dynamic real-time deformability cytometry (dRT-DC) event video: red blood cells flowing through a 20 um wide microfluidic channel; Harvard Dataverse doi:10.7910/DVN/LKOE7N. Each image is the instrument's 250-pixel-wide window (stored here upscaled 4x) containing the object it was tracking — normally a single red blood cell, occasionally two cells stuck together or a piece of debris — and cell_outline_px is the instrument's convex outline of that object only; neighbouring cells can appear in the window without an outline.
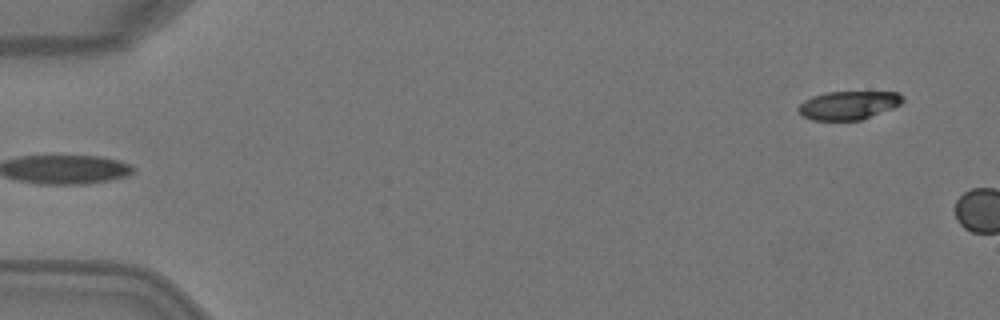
{"species": "Egyptian fruit bat (a non-hibernating species)", "species_latin": "Rousettus aegyptiacus", "temperature_condition": "warm", "stored_images_in_passage": 5, "segment_of_instrument_passage": [2, 2], "camera_frame_rate_fps": 3000, "um_per_image_px": 0.085, "animal": {"sex": "female"}, "frame": {"image": 1, "passage_image": 5, "time_ms": 1.333, "image_size_px": [1000, 320], "cell_outline_px": [[904, 100], [900, 104], [892, 108], [860, 120], [812, 120], [800, 116], [796, 108], [804, 100], [812, 96], [824, 92], [900, 92], [904, 96]], "centroid_in_image_um": [72.08, 8.94], "position_along_channel_um": 12.9, "area_um2": 17.46}}